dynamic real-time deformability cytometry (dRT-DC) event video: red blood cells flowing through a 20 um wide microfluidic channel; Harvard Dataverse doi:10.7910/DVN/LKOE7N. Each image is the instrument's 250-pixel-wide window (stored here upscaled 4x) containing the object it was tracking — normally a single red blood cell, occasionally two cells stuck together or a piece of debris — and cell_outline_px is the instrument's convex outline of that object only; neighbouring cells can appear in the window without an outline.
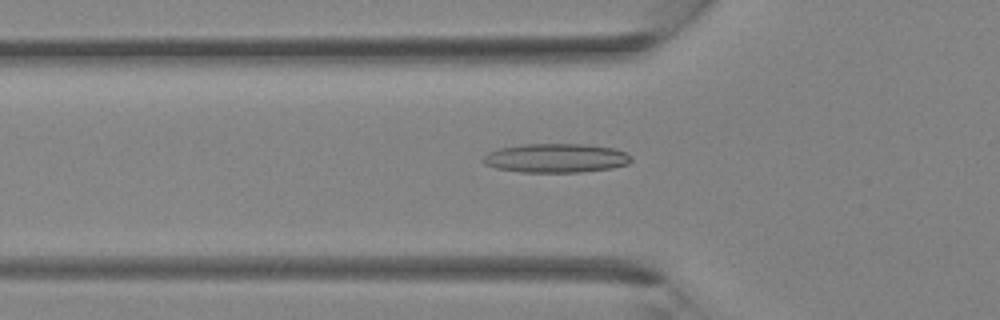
{"species": "Egyptian fruit bat (a non-hibernating species)", "species_latin": "Rousettus aegyptiacus", "temperature_condition": "room temperature", "stored_images_in_passage": 37, "camera_frame_rate_fps": 3000, "um_per_image_px": 0.085, "animal": {"sex": "female"}, "frame": {"image": 1, "passage_image": 13, "time_ms": 4.0, "image_size_px": [1000, 320], "cell_outline_px": [[632, 160], [628, 164], [612, 168], [580, 172], [520, 172], [496, 168], [484, 164], [480, 160], [488, 152], [500, 148], [520, 144], [588, 144], [612, 148], [624, 152], [632, 156]], "centroid_in_image_um": [47.24, 13.43], "position_along_channel_um": 78.6, "area_um2": 25.2}}
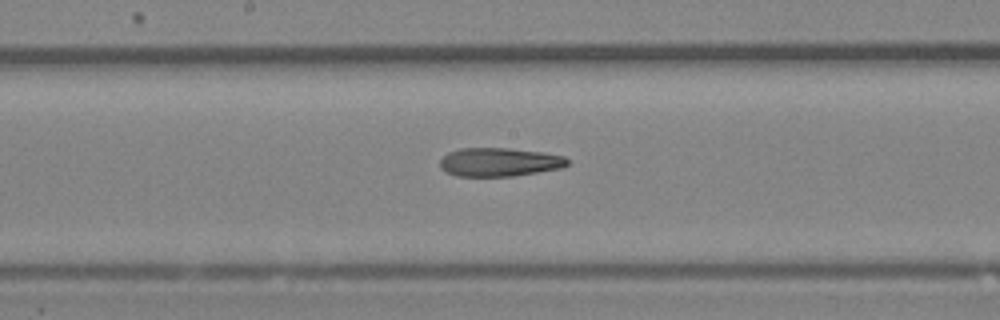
{"frame": {"image": 2, "passage_image": 20, "time_ms": 6.333, "image_size_px": [1000, 320], "cell_outline_px": [[568, 164], [560, 168], [512, 176], [456, 176], [444, 172], [440, 168], [440, 160], [448, 152], [460, 148], [508, 148], [544, 152], [564, 156], [568, 160]], "centroid_in_image_um": [42.4, 13.77], "position_along_channel_um": 205.8, "area_um2": 21.27}}
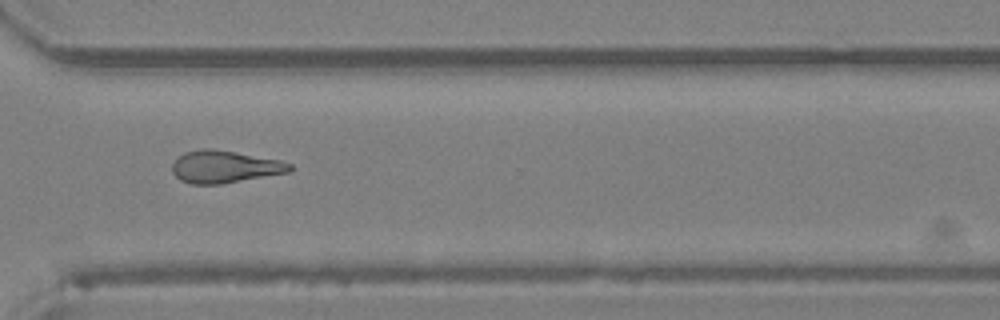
{"frame": {"image": 3, "passage_image": 28, "time_ms": 9.0, "image_size_px": [1000, 320], "cell_outline_px": [[292, 168], [288, 172], [220, 184], [192, 184], [180, 180], [172, 172], [172, 164], [184, 152], [200, 148], [212, 148], [280, 160], [292, 164]], "centroid_in_image_um": [19.06, 14.17], "position_along_channel_um": 351.5, "area_um2": 21.96}}